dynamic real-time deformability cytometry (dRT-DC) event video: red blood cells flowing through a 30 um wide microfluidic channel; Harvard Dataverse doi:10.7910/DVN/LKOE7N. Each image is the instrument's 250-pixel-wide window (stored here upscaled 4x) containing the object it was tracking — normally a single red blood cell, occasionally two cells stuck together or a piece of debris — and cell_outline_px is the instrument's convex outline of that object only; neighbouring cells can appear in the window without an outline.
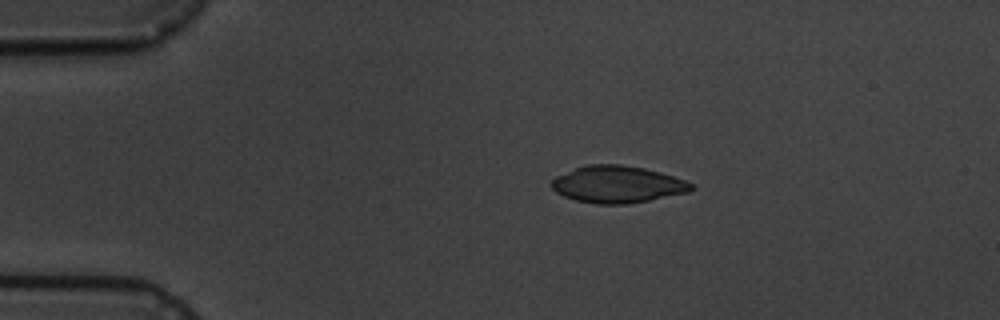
{"species": "common noctule bat (a hibernating species)", "species_latin": "Nyctalus noctula", "temperature_condition": "cold", "stored_images_in_passage": 5, "camera_frame_rate_fps": 3000, "um_per_image_px": 0.085, "animal": {"sex": "male", "body_mass_g": 19.5, "forearm_length_mm": 54.6}, "frame": {"image": 1, "passage_image": 1, "time_ms": 0.0, "image_size_px": [1000, 320], "cell_outline_px": [[696, 188], [688, 192], [628, 204], [596, 204], [576, 200], [564, 196], [556, 192], [548, 184], [556, 176], [576, 168], [588, 164], [620, 164], [644, 168], [660, 172], [684, 180], [692, 184]], "centroid_in_image_um": [52.46, 15.67], "position_along_channel_um": 32.5, "area_um2": 30.0}}